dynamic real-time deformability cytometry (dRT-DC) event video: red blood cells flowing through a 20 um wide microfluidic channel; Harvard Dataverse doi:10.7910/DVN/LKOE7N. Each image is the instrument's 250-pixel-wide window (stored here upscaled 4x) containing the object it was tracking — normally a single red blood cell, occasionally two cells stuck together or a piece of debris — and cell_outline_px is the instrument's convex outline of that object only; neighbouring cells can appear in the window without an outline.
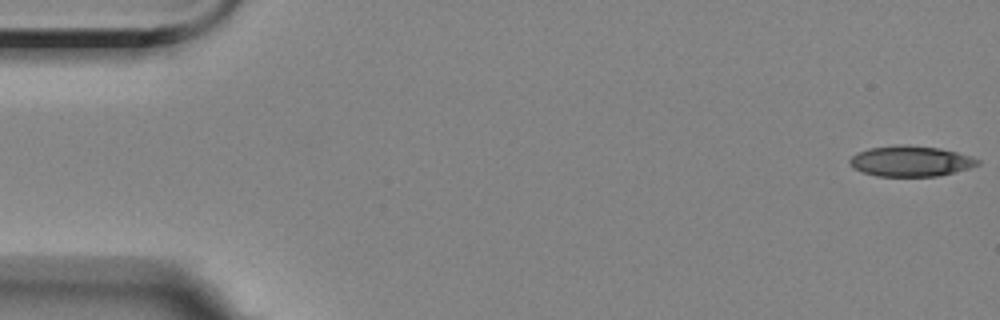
{"species": "Egyptian fruit bat (a non-hibernating species)", "species_latin": "Rousettus aegyptiacus", "temperature_condition": "room temperature", "stored_images_in_passage": 5, "camera_frame_rate_fps": 3000, "um_per_image_px": 0.085, "animal": {"sex": "female"}, "frame": {"image": 1, "passage_image": 1, "time_ms": 0.0, "image_size_px": [1000, 320], "cell_outline_px": [[980, 164], [968, 168], [940, 176], [876, 176], [852, 168], [848, 160], [856, 152], [872, 148], [900, 144], [908, 144], [940, 148], [956, 152], [980, 160]], "centroid_in_image_um": [77.38, 13.69], "position_along_channel_um": 7.6, "area_um2": 22.77}}